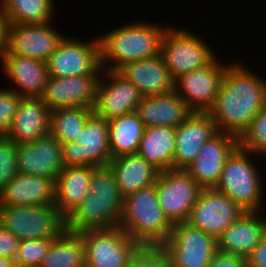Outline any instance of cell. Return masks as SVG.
I'll use <instances>...</instances> for the list:
<instances>
[{
	"instance_id": "6da1fadb",
	"label": "cell",
	"mask_w": 266,
	"mask_h": 267,
	"mask_svg": "<svg viewBox=\"0 0 266 267\" xmlns=\"http://www.w3.org/2000/svg\"><path fill=\"white\" fill-rule=\"evenodd\" d=\"M249 70L239 61L227 65L217 98L208 111L218 132L239 138L262 109L266 79Z\"/></svg>"
},
{
	"instance_id": "7a4b0ae2",
	"label": "cell",
	"mask_w": 266,
	"mask_h": 267,
	"mask_svg": "<svg viewBox=\"0 0 266 267\" xmlns=\"http://www.w3.org/2000/svg\"><path fill=\"white\" fill-rule=\"evenodd\" d=\"M159 25L130 21L99 35L102 69L117 71L129 62L160 54L161 38L167 26Z\"/></svg>"
},
{
	"instance_id": "3957f363",
	"label": "cell",
	"mask_w": 266,
	"mask_h": 267,
	"mask_svg": "<svg viewBox=\"0 0 266 267\" xmlns=\"http://www.w3.org/2000/svg\"><path fill=\"white\" fill-rule=\"evenodd\" d=\"M119 227L139 245L160 246L170 237L172 224L160 207L156 184L124 198Z\"/></svg>"
},
{
	"instance_id": "277c9868",
	"label": "cell",
	"mask_w": 266,
	"mask_h": 267,
	"mask_svg": "<svg viewBox=\"0 0 266 267\" xmlns=\"http://www.w3.org/2000/svg\"><path fill=\"white\" fill-rule=\"evenodd\" d=\"M253 155L254 158L256 155L259 156L237 147L226 159L220 180L215 186L217 191L226 194L244 212L261 210L266 195L263 187L264 178L261 177L257 165H254L255 161H252Z\"/></svg>"
},
{
	"instance_id": "5b68a950",
	"label": "cell",
	"mask_w": 266,
	"mask_h": 267,
	"mask_svg": "<svg viewBox=\"0 0 266 267\" xmlns=\"http://www.w3.org/2000/svg\"><path fill=\"white\" fill-rule=\"evenodd\" d=\"M0 225L18 240L56 239L65 218L55 205L0 206Z\"/></svg>"
},
{
	"instance_id": "8992f818",
	"label": "cell",
	"mask_w": 266,
	"mask_h": 267,
	"mask_svg": "<svg viewBox=\"0 0 266 267\" xmlns=\"http://www.w3.org/2000/svg\"><path fill=\"white\" fill-rule=\"evenodd\" d=\"M196 35L186 28L167 26L164 30L160 54L173 79L202 68L217 57L212 46Z\"/></svg>"
},
{
	"instance_id": "52a82bcc",
	"label": "cell",
	"mask_w": 266,
	"mask_h": 267,
	"mask_svg": "<svg viewBox=\"0 0 266 267\" xmlns=\"http://www.w3.org/2000/svg\"><path fill=\"white\" fill-rule=\"evenodd\" d=\"M160 247L171 267H208L217 250V240L187 222L172 224L170 237Z\"/></svg>"
},
{
	"instance_id": "ba28073f",
	"label": "cell",
	"mask_w": 266,
	"mask_h": 267,
	"mask_svg": "<svg viewBox=\"0 0 266 267\" xmlns=\"http://www.w3.org/2000/svg\"><path fill=\"white\" fill-rule=\"evenodd\" d=\"M94 38V39H93ZM90 42L64 36L49 57L47 69L52 77H73L101 74L99 37Z\"/></svg>"
},
{
	"instance_id": "9c48e42d",
	"label": "cell",
	"mask_w": 266,
	"mask_h": 267,
	"mask_svg": "<svg viewBox=\"0 0 266 267\" xmlns=\"http://www.w3.org/2000/svg\"><path fill=\"white\" fill-rule=\"evenodd\" d=\"M79 234L84 242L86 267H126L140 246L121 227L86 229Z\"/></svg>"
},
{
	"instance_id": "30bf717a",
	"label": "cell",
	"mask_w": 266,
	"mask_h": 267,
	"mask_svg": "<svg viewBox=\"0 0 266 267\" xmlns=\"http://www.w3.org/2000/svg\"><path fill=\"white\" fill-rule=\"evenodd\" d=\"M155 184L160 207L169 222H186L202 187L184 169L159 172Z\"/></svg>"
},
{
	"instance_id": "8fae6325",
	"label": "cell",
	"mask_w": 266,
	"mask_h": 267,
	"mask_svg": "<svg viewBox=\"0 0 266 267\" xmlns=\"http://www.w3.org/2000/svg\"><path fill=\"white\" fill-rule=\"evenodd\" d=\"M243 213L226 194L215 188H202L186 222L217 240Z\"/></svg>"
},
{
	"instance_id": "7c38bea8",
	"label": "cell",
	"mask_w": 266,
	"mask_h": 267,
	"mask_svg": "<svg viewBox=\"0 0 266 267\" xmlns=\"http://www.w3.org/2000/svg\"><path fill=\"white\" fill-rule=\"evenodd\" d=\"M219 61L216 57L210 64L174 79V91L193 112H208L214 105L228 65Z\"/></svg>"
},
{
	"instance_id": "4fadbf2b",
	"label": "cell",
	"mask_w": 266,
	"mask_h": 267,
	"mask_svg": "<svg viewBox=\"0 0 266 267\" xmlns=\"http://www.w3.org/2000/svg\"><path fill=\"white\" fill-rule=\"evenodd\" d=\"M142 97L138 88L117 71L102 69L92 110L94 114L109 120L136 111Z\"/></svg>"
},
{
	"instance_id": "5bb4252c",
	"label": "cell",
	"mask_w": 266,
	"mask_h": 267,
	"mask_svg": "<svg viewBox=\"0 0 266 267\" xmlns=\"http://www.w3.org/2000/svg\"><path fill=\"white\" fill-rule=\"evenodd\" d=\"M50 22L41 24H8L6 51L3 55H18L47 62L65 35Z\"/></svg>"
},
{
	"instance_id": "9a60e30c",
	"label": "cell",
	"mask_w": 266,
	"mask_h": 267,
	"mask_svg": "<svg viewBox=\"0 0 266 267\" xmlns=\"http://www.w3.org/2000/svg\"><path fill=\"white\" fill-rule=\"evenodd\" d=\"M124 198L97 197L90 190L83 201L65 218V230L79 233L86 229L119 227Z\"/></svg>"
},
{
	"instance_id": "2e32d148",
	"label": "cell",
	"mask_w": 266,
	"mask_h": 267,
	"mask_svg": "<svg viewBox=\"0 0 266 267\" xmlns=\"http://www.w3.org/2000/svg\"><path fill=\"white\" fill-rule=\"evenodd\" d=\"M16 158L20 173L54 181L64 168L61 142L50 133L35 142L17 144Z\"/></svg>"
},
{
	"instance_id": "e0dca14e",
	"label": "cell",
	"mask_w": 266,
	"mask_h": 267,
	"mask_svg": "<svg viewBox=\"0 0 266 267\" xmlns=\"http://www.w3.org/2000/svg\"><path fill=\"white\" fill-rule=\"evenodd\" d=\"M237 147V137L218 132L203 145L197 158L185 170L202 188H215L226 159Z\"/></svg>"
},
{
	"instance_id": "ac0fdd59",
	"label": "cell",
	"mask_w": 266,
	"mask_h": 267,
	"mask_svg": "<svg viewBox=\"0 0 266 267\" xmlns=\"http://www.w3.org/2000/svg\"><path fill=\"white\" fill-rule=\"evenodd\" d=\"M99 76H49L41 99L50 111L66 107L93 108Z\"/></svg>"
},
{
	"instance_id": "d6986e66",
	"label": "cell",
	"mask_w": 266,
	"mask_h": 267,
	"mask_svg": "<svg viewBox=\"0 0 266 267\" xmlns=\"http://www.w3.org/2000/svg\"><path fill=\"white\" fill-rule=\"evenodd\" d=\"M218 133L208 112H193L175 128L174 169H186L203 145Z\"/></svg>"
},
{
	"instance_id": "ffe728a7",
	"label": "cell",
	"mask_w": 266,
	"mask_h": 267,
	"mask_svg": "<svg viewBox=\"0 0 266 267\" xmlns=\"http://www.w3.org/2000/svg\"><path fill=\"white\" fill-rule=\"evenodd\" d=\"M53 179L18 172L0 191V206L55 205Z\"/></svg>"
},
{
	"instance_id": "44dd1931",
	"label": "cell",
	"mask_w": 266,
	"mask_h": 267,
	"mask_svg": "<svg viewBox=\"0 0 266 267\" xmlns=\"http://www.w3.org/2000/svg\"><path fill=\"white\" fill-rule=\"evenodd\" d=\"M261 211H246L218 237L217 249L248 258L266 233Z\"/></svg>"
},
{
	"instance_id": "7402d4cb",
	"label": "cell",
	"mask_w": 266,
	"mask_h": 267,
	"mask_svg": "<svg viewBox=\"0 0 266 267\" xmlns=\"http://www.w3.org/2000/svg\"><path fill=\"white\" fill-rule=\"evenodd\" d=\"M117 72L133 83L143 97L167 94L174 90V79L161 54L129 62Z\"/></svg>"
},
{
	"instance_id": "603a6c76",
	"label": "cell",
	"mask_w": 266,
	"mask_h": 267,
	"mask_svg": "<svg viewBox=\"0 0 266 267\" xmlns=\"http://www.w3.org/2000/svg\"><path fill=\"white\" fill-rule=\"evenodd\" d=\"M1 62L2 72L18 86L10 90L21 97H42L49 77L46 62L18 55H2Z\"/></svg>"
},
{
	"instance_id": "cb8c5ba5",
	"label": "cell",
	"mask_w": 266,
	"mask_h": 267,
	"mask_svg": "<svg viewBox=\"0 0 266 267\" xmlns=\"http://www.w3.org/2000/svg\"><path fill=\"white\" fill-rule=\"evenodd\" d=\"M136 112L145 127L172 128H177L193 113L174 90L167 94L142 97Z\"/></svg>"
},
{
	"instance_id": "d4e9b609",
	"label": "cell",
	"mask_w": 266,
	"mask_h": 267,
	"mask_svg": "<svg viewBox=\"0 0 266 267\" xmlns=\"http://www.w3.org/2000/svg\"><path fill=\"white\" fill-rule=\"evenodd\" d=\"M49 123L50 110L41 98L22 97L8 138L16 144L35 142L49 133Z\"/></svg>"
},
{
	"instance_id": "484cf974",
	"label": "cell",
	"mask_w": 266,
	"mask_h": 267,
	"mask_svg": "<svg viewBox=\"0 0 266 267\" xmlns=\"http://www.w3.org/2000/svg\"><path fill=\"white\" fill-rule=\"evenodd\" d=\"M116 177L123 198L139 189L155 184L159 171L139 154L111 159L108 163Z\"/></svg>"
},
{
	"instance_id": "4316f807",
	"label": "cell",
	"mask_w": 266,
	"mask_h": 267,
	"mask_svg": "<svg viewBox=\"0 0 266 267\" xmlns=\"http://www.w3.org/2000/svg\"><path fill=\"white\" fill-rule=\"evenodd\" d=\"M92 166L64 167L55 181L57 211L66 218L90 190Z\"/></svg>"
},
{
	"instance_id": "83f0119b",
	"label": "cell",
	"mask_w": 266,
	"mask_h": 267,
	"mask_svg": "<svg viewBox=\"0 0 266 267\" xmlns=\"http://www.w3.org/2000/svg\"><path fill=\"white\" fill-rule=\"evenodd\" d=\"M73 141L80 145L85 166L104 167L111 160L108 121L105 118L92 113Z\"/></svg>"
},
{
	"instance_id": "f1b7e54d",
	"label": "cell",
	"mask_w": 266,
	"mask_h": 267,
	"mask_svg": "<svg viewBox=\"0 0 266 267\" xmlns=\"http://www.w3.org/2000/svg\"><path fill=\"white\" fill-rule=\"evenodd\" d=\"M175 128L168 126L145 127L137 154L159 172L174 169Z\"/></svg>"
},
{
	"instance_id": "f546056e",
	"label": "cell",
	"mask_w": 266,
	"mask_h": 267,
	"mask_svg": "<svg viewBox=\"0 0 266 267\" xmlns=\"http://www.w3.org/2000/svg\"><path fill=\"white\" fill-rule=\"evenodd\" d=\"M108 121V144L111 159L137 154L145 126L136 111L113 117Z\"/></svg>"
},
{
	"instance_id": "4dcf8cb0",
	"label": "cell",
	"mask_w": 266,
	"mask_h": 267,
	"mask_svg": "<svg viewBox=\"0 0 266 267\" xmlns=\"http://www.w3.org/2000/svg\"><path fill=\"white\" fill-rule=\"evenodd\" d=\"M39 267H86L81 235L64 230L53 240Z\"/></svg>"
},
{
	"instance_id": "1f68e13d",
	"label": "cell",
	"mask_w": 266,
	"mask_h": 267,
	"mask_svg": "<svg viewBox=\"0 0 266 267\" xmlns=\"http://www.w3.org/2000/svg\"><path fill=\"white\" fill-rule=\"evenodd\" d=\"M53 0H0L8 24H41L54 16Z\"/></svg>"
},
{
	"instance_id": "d6a6232c",
	"label": "cell",
	"mask_w": 266,
	"mask_h": 267,
	"mask_svg": "<svg viewBox=\"0 0 266 267\" xmlns=\"http://www.w3.org/2000/svg\"><path fill=\"white\" fill-rule=\"evenodd\" d=\"M93 113L88 107H66L50 111L49 133L61 144L73 141Z\"/></svg>"
},
{
	"instance_id": "836d02e7",
	"label": "cell",
	"mask_w": 266,
	"mask_h": 267,
	"mask_svg": "<svg viewBox=\"0 0 266 267\" xmlns=\"http://www.w3.org/2000/svg\"><path fill=\"white\" fill-rule=\"evenodd\" d=\"M238 147L244 151L266 156V99L262 109L238 138Z\"/></svg>"
},
{
	"instance_id": "e575fe53",
	"label": "cell",
	"mask_w": 266,
	"mask_h": 267,
	"mask_svg": "<svg viewBox=\"0 0 266 267\" xmlns=\"http://www.w3.org/2000/svg\"><path fill=\"white\" fill-rule=\"evenodd\" d=\"M52 242L49 239L20 241L14 259L15 267H39Z\"/></svg>"
},
{
	"instance_id": "d590c367",
	"label": "cell",
	"mask_w": 266,
	"mask_h": 267,
	"mask_svg": "<svg viewBox=\"0 0 266 267\" xmlns=\"http://www.w3.org/2000/svg\"><path fill=\"white\" fill-rule=\"evenodd\" d=\"M90 191L97 197L123 198L115 174L108 165L104 167L92 166Z\"/></svg>"
},
{
	"instance_id": "8d00e7d4",
	"label": "cell",
	"mask_w": 266,
	"mask_h": 267,
	"mask_svg": "<svg viewBox=\"0 0 266 267\" xmlns=\"http://www.w3.org/2000/svg\"><path fill=\"white\" fill-rule=\"evenodd\" d=\"M126 267H171L160 246L140 245L129 257Z\"/></svg>"
},
{
	"instance_id": "74e56055",
	"label": "cell",
	"mask_w": 266,
	"mask_h": 267,
	"mask_svg": "<svg viewBox=\"0 0 266 267\" xmlns=\"http://www.w3.org/2000/svg\"><path fill=\"white\" fill-rule=\"evenodd\" d=\"M17 144L8 137H0V191L19 172Z\"/></svg>"
},
{
	"instance_id": "f35d334b",
	"label": "cell",
	"mask_w": 266,
	"mask_h": 267,
	"mask_svg": "<svg viewBox=\"0 0 266 267\" xmlns=\"http://www.w3.org/2000/svg\"><path fill=\"white\" fill-rule=\"evenodd\" d=\"M21 98L16 91L0 88V137L11 133V119L16 115Z\"/></svg>"
},
{
	"instance_id": "ab89813d",
	"label": "cell",
	"mask_w": 266,
	"mask_h": 267,
	"mask_svg": "<svg viewBox=\"0 0 266 267\" xmlns=\"http://www.w3.org/2000/svg\"><path fill=\"white\" fill-rule=\"evenodd\" d=\"M64 167L85 166V156H81L80 145L74 141L62 143Z\"/></svg>"
},
{
	"instance_id": "60d3db41",
	"label": "cell",
	"mask_w": 266,
	"mask_h": 267,
	"mask_svg": "<svg viewBox=\"0 0 266 267\" xmlns=\"http://www.w3.org/2000/svg\"><path fill=\"white\" fill-rule=\"evenodd\" d=\"M247 259L230 253L216 250L208 267H246Z\"/></svg>"
},
{
	"instance_id": "b9f144b4",
	"label": "cell",
	"mask_w": 266,
	"mask_h": 267,
	"mask_svg": "<svg viewBox=\"0 0 266 267\" xmlns=\"http://www.w3.org/2000/svg\"><path fill=\"white\" fill-rule=\"evenodd\" d=\"M20 240L0 225V257L14 260Z\"/></svg>"
},
{
	"instance_id": "7bdbcfd3",
	"label": "cell",
	"mask_w": 266,
	"mask_h": 267,
	"mask_svg": "<svg viewBox=\"0 0 266 267\" xmlns=\"http://www.w3.org/2000/svg\"><path fill=\"white\" fill-rule=\"evenodd\" d=\"M247 265L250 267H266V233L247 258Z\"/></svg>"
},
{
	"instance_id": "ee69618b",
	"label": "cell",
	"mask_w": 266,
	"mask_h": 267,
	"mask_svg": "<svg viewBox=\"0 0 266 267\" xmlns=\"http://www.w3.org/2000/svg\"><path fill=\"white\" fill-rule=\"evenodd\" d=\"M7 28V18L0 9V59H2V55L6 51Z\"/></svg>"
},
{
	"instance_id": "f6af8a7d",
	"label": "cell",
	"mask_w": 266,
	"mask_h": 267,
	"mask_svg": "<svg viewBox=\"0 0 266 267\" xmlns=\"http://www.w3.org/2000/svg\"><path fill=\"white\" fill-rule=\"evenodd\" d=\"M0 267H15L14 260L0 257Z\"/></svg>"
}]
</instances>
